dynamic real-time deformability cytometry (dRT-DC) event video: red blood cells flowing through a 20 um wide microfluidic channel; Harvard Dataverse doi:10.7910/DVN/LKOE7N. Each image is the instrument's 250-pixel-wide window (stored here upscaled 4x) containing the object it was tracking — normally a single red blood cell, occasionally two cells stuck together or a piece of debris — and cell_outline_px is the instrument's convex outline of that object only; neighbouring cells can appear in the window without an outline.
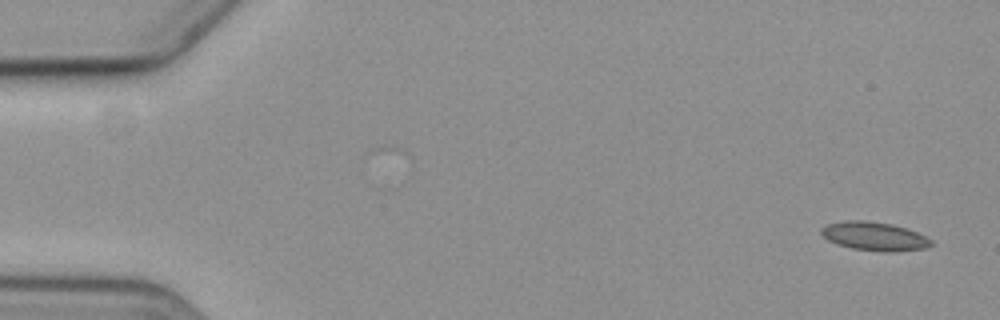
{"species": "common noctule bat (a hibernating species)", "species_latin": "Nyctalus noctula", "temperature_condition": "cold", "stored_images_in_passage": 4, "camera_frame_rate_fps": 3000, "um_per_image_px": 0.085, "animal": {"sex": "female", "body_mass_g": 19.3, "forearm_length_mm": 54.1}, "frame": {"image": 1, "passage_image": 1, "time_ms": 0.0, "image_size_px": [1000, 320], "cell_outline_px": [[932, 244], [928, 248], [892, 252], [884, 252], [852, 248], [836, 244], [828, 240], [820, 232], [820, 228], [828, 224], [848, 220], [860, 220], [892, 224], [916, 232], [932, 240]], "centroid_in_image_um": [74.31, 20.09], "position_along_channel_um": 10.7, "area_um2": 18.21}}
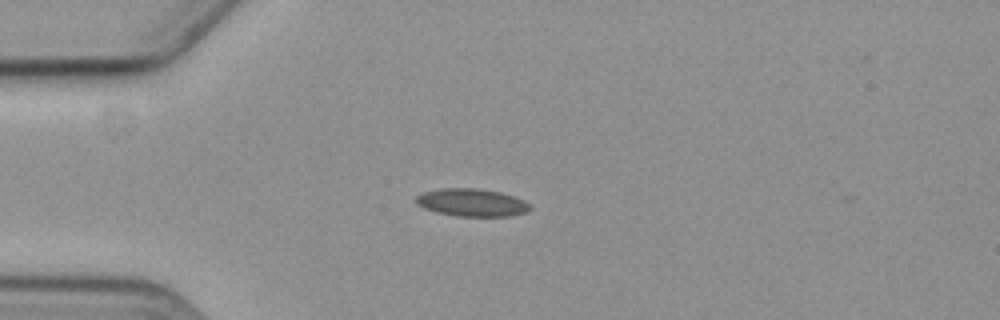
{"frame": {"image": 2, "passage_image": 4, "time_ms": 4.333, "image_size_px": [1000, 320], "cell_outline_px": [[532, 208], [528, 212], [512, 216], [456, 216], [436, 212], [424, 208], [416, 204], [416, 196], [424, 192], [444, 188], [476, 188], [500, 192], [524, 200], [532, 204]], "centroid_in_image_um": [40.15, 17.22], "position_along_channel_um": 44.9, "area_um2": 18.5}}